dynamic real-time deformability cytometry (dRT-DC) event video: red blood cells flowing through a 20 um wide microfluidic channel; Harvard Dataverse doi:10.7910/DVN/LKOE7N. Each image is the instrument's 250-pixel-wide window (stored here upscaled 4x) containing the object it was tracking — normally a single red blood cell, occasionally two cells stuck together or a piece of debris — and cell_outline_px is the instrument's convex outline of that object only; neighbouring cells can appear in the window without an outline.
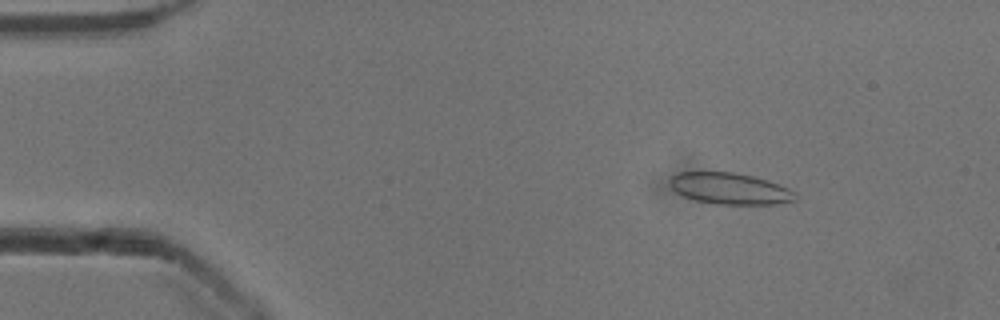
{"species": "common noctule bat (a hibernating species)", "species_latin": "Nyctalus noctula", "temperature_condition": "cold", "stored_images_in_passage": 52, "camera_frame_rate_fps": 3000, "um_per_image_px": 0.085, "animal": {"sex": "male", "body_mass_g": 13.3}, "frame": {"image": 1, "passage_image": 7, "time_ms": 2.0, "image_size_px": [1000, 320], "cell_outline_px": [[796, 200], [780, 204], [716, 204], [696, 200], [684, 196], [676, 192], [668, 184], [668, 180], [676, 172], [732, 172], [752, 176], [768, 180], [788, 188], [796, 192]], "centroid_in_image_um": [62.03, 16.03], "position_along_channel_um": 23.0, "area_um2": 23.06}}
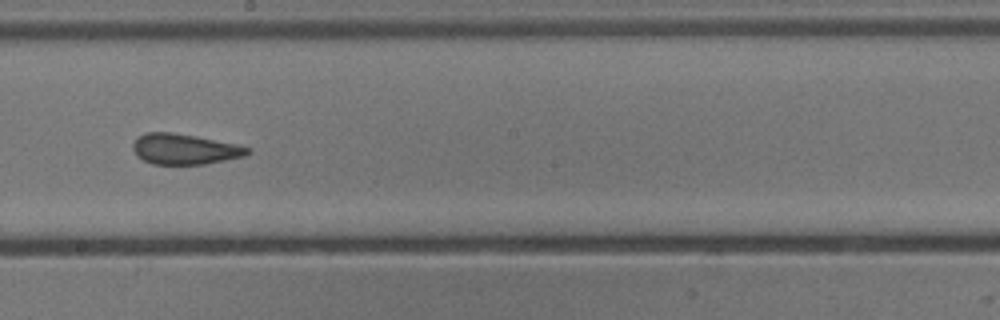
{"frame": {"image": 2, "passage_image": 29, "time_ms": 9.333, "image_size_px": [1000, 320], "cell_outline_px": [[252, 152], [248, 156], [204, 164], [152, 164], [136, 156], [132, 148], [132, 144], [144, 132], [172, 132], [196, 136], [240, 144], [252, 148]], "centroid_in_image_um": [15.76, 12.67], "position_along_channel_um": 232.4, "area_um2": 20.75}}
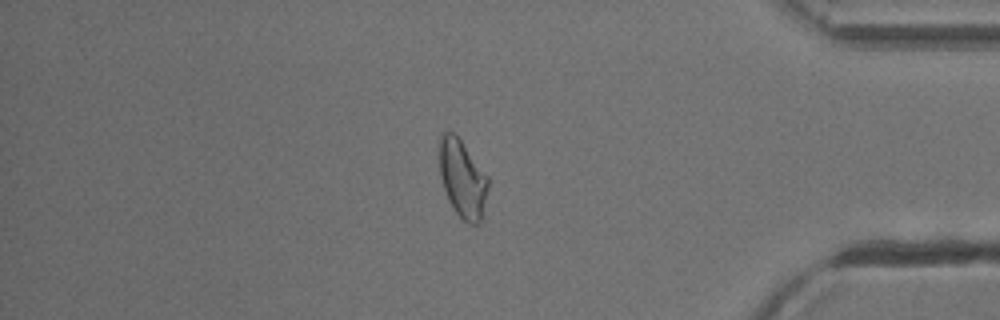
{"frame": {"image": 3, "passage_image": 44, "time_ms": 14.333, "image_size_px": [1000, 320], "cell_outline_px": [[488, 188], [480, 220], [476, 224], [468, 224], [456, 212], [448, 200], [440, 176], [440, 132], [452, 132], [460, 140], [488, 176]], "centroid_in_image_um": [39.3, 15.19], "position_along_channel_um": 395.9, "area_um2": 21.56}, "authors_computed_cell_mechanics": {"area_um2": 21.6172, "velocity_mm_per_s": 3.9093, "shape_relaxation_time_tau1_ms": null, "shape_relaxation_time_tau2_ms": 1.6512, "deformation_change_tau1": null, "deformation_change_tau2": 0.0824}}